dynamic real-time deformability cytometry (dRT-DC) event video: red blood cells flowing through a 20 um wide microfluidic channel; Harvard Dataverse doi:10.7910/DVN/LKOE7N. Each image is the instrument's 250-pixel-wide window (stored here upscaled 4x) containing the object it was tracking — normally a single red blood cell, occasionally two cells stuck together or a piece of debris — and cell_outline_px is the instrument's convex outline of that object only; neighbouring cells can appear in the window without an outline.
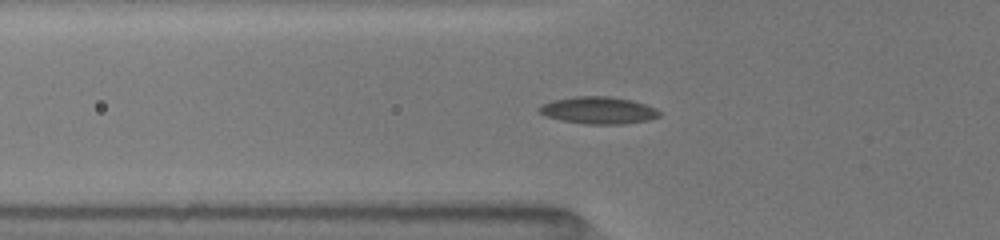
{"species": "common noctule bat (a hibernating species)", "species_latin": "Nyctalus noctula", "temperature_condition": "room temperature", "stored_images_in_passage": 37, "camera_frame_rate_fps": 3000, "um_per_image_px": 0.085, "animal": {"sex": "female", "body_mass_g": 19.5, "forearm_length_mm": 54.1}, "frame": {"image": 1, "passage_image": 11, "time_ms": 3.667, "image_size_px": [1000, 240], "cell_outline_px": [[660, 116], [648, 120], [624, 124], [584, 124], [544, 116], [540, 112], [540, 108], [544, 104], [552, 100], [576, 96], [608, 96], [632, 100], [656, 108], [660, 112]], "centroid_in_image_um": [50.9, 9.38], "position_along_channel_um": 74.9, "area_um2": 18.84}}
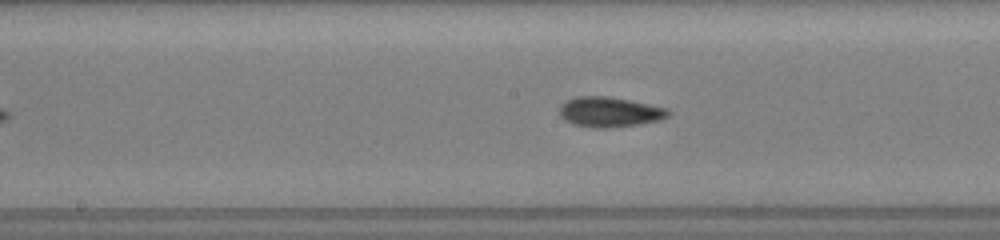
{"frame": {"image": 2, "passage_image": 20, "time_ms": 6.667, "image_size_px": [1000, 240], "cell_outline_px": [[668, 116], [660, 120], [640, 124], [608, 128], [592, 128], [576, 124], [560, 116], [560, 104], [576, 96], [608, 96], [668, 108]], "centroid_in_image_um": [51.82, 9.52], "position_along_channel_um": 196.4, "area_um2": 18.84}}
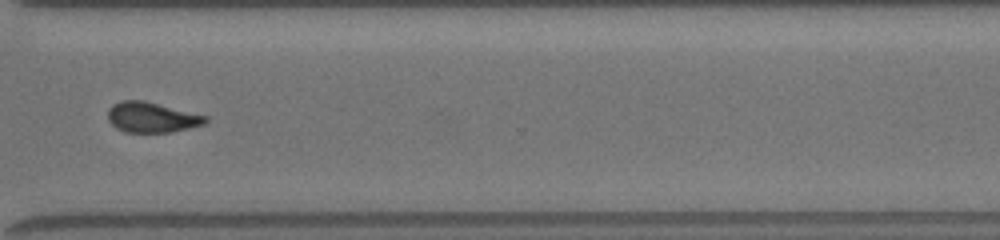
{"frame": {"image": 3, "passage_image": 30, "time_ms": 10.667, "image_size_px": [1000, 240], "cell_outline_px": [[208, 120], [204, 124], [188, 128], [168, 132], [124, 132], [116, 128], [108, 120], [108, 108], [112, 104], [120, 100], [144, 100], [208, 116]], "centroid_in_image_um": [12.87, 9.96], "position_along_channel_um": 357.7, "area_um2": 17.28}}